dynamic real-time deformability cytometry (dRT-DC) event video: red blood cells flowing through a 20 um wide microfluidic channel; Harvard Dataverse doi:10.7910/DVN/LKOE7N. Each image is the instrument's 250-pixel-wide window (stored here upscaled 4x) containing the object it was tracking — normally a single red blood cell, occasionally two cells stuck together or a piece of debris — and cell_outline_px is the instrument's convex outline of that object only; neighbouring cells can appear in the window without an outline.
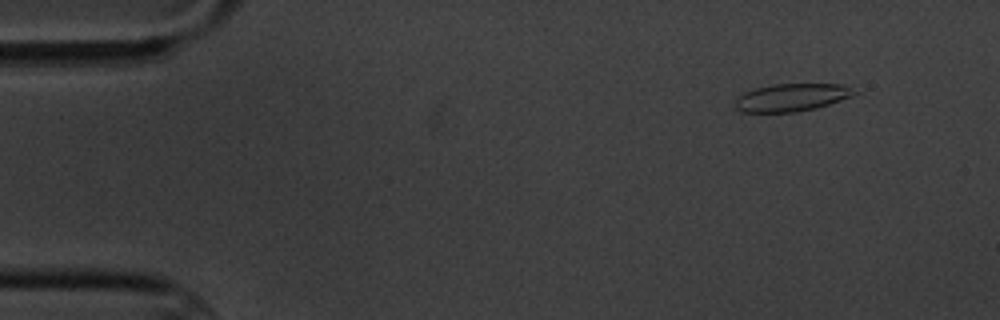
{"species": "common noctule bat (a hibernating species)", "species_latin": "Nyctalus noctula", "temperature_condition": "cold", "stored_images_in_passage": 5, "segment_of_instrument_passage": [1, 2], "camera_frame_rate_fps": 3000, "um_per_image_px": 0.085, "animal": {"sex": "male", "body_mass_g": 20.1, "forearm_length_mm": 53.5}, "frame": {"image": 1, "passage_image": 1, "time_ms": 0.0, "image_size_px": [1000, 320], "cell_outline_px": [[856, 92], [852, 96], [816, 108], [796, 112], [740, 112], [736, 108], [736, 96], [744, 92], [756, 88], [772, 84], [844, 84]], "centroid_in_image_um": [67.24, 8.28], "position_along_channel_um": 17.8, "area_um2": 19.13}}